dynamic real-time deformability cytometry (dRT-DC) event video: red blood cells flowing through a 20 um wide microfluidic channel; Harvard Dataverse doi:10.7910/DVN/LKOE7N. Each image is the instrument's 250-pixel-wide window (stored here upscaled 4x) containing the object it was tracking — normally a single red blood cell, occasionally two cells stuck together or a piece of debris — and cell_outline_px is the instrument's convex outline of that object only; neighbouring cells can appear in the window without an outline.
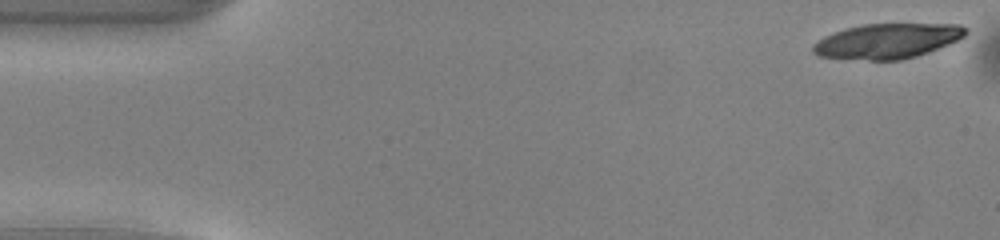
{"species": "common noctule bat (a hibernating species)", "species_latin": "Nyctalus noctula", "temperature_condition": "warm", "stored_images_in_passage": 10, "camera_frame_rate_fps": 3000, "um_per_image_px": 0.085, "animal": {"sex": "male", "body_mass_g": 13.0, "forearm_length_mm": 53.1}, "frame": {"image": 1, "passage_image": 1, "time_ms": 0.0, "image_size_px": [1000, 240], "cell_outline_px": [[968, 32], [964, 36], [948, 44], [928, 52], [916, 56], [900, 60], [868, 60], [820, 56], [812, 52], [812, 44], [816, 40], [824, 36], [844, 28], [864, 24], [960, 24], [968, 28]], "centroid_in_image_um": [75.41, 3.48], "position_along_channel_um": 9.6, "area_um2": 31.1}}